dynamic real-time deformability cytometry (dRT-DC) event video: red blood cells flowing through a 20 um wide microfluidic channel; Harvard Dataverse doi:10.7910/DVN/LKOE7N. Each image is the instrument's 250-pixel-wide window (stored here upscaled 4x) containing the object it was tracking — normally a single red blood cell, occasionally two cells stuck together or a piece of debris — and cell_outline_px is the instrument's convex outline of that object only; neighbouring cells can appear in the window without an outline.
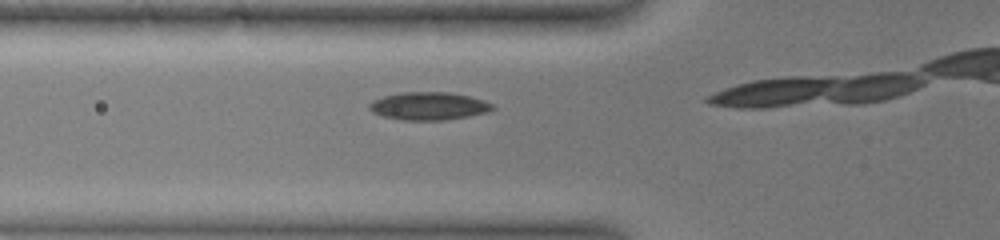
{"species": "common noctule bat (a hibernating species)", "species_latin": "Nyctalus noctula", "temperature_condition": "warm", "stored_images_in_passage": 3, "camera_frame_rate_fps": 3000, "um_per_image_px": 0.085, "animal": {"sex": "female", "body_mass_g": 19.0, "forearm_length_mm": 51.5}, "frame": {"image": 1, "passage_image": 2, "time_ms": 0.667, "image_size_px": [1000, 240], "cell_outline_px": [[496, 108], [488, 112], [468, 116], [444, 120], [400, 120], [384, 116], [372, 112], [368, 108], [368, 104], [372, 100], [384, 96], [404, 92], [448, 92], [468, 96], [484, 100], [492, 104]], "centroid_in_image_um": [36.43, 9.01], "position_along_channel_um": 89.4, "area_um2": 20.0}}